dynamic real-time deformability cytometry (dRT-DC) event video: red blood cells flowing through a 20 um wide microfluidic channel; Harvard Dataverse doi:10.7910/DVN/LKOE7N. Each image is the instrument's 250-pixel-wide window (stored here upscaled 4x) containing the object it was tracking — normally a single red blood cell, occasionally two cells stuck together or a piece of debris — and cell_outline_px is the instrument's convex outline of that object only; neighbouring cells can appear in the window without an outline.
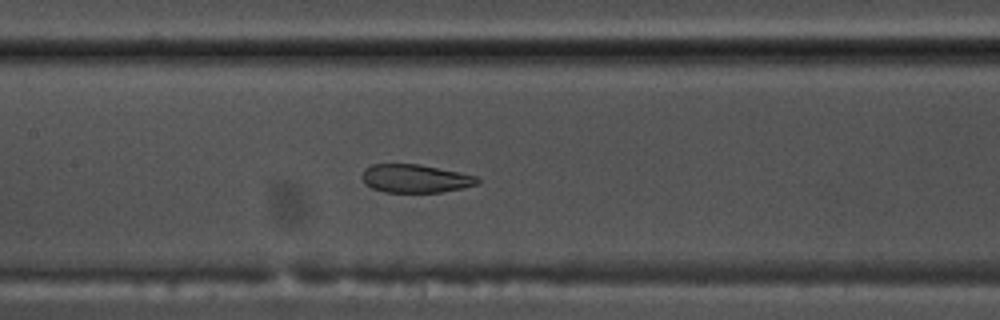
{"species": "common noctule bat (a hibernating species)", "species_latin": "Nyctalus noctula", "temperature_condition": "warm", "stored_images_in_passage": 56, "camera_frame_rate_fps": 3000, "um_per_image_px": 0.085, "animal": {"sex": "male", "body_mass_g": 17.5, "forearm_length_mm": 52.3}, "frame": {"image": 1, "passage_image": 27, "time_ms": 8.667, "image_size_px": [1000, 320], "cell_outline_px": [[480, 184], [464, 188], [440, 192], [384, 192], [372, 188], [364, 184], [360, 176], [364, 168], [372, 164], [420, 164], [460, 172], [476, 176], [480, 180]], "centroid_in_image_um": [35.29, 15.17], "position_along_channel_um": 172.1, "area_um2": 19.31}}
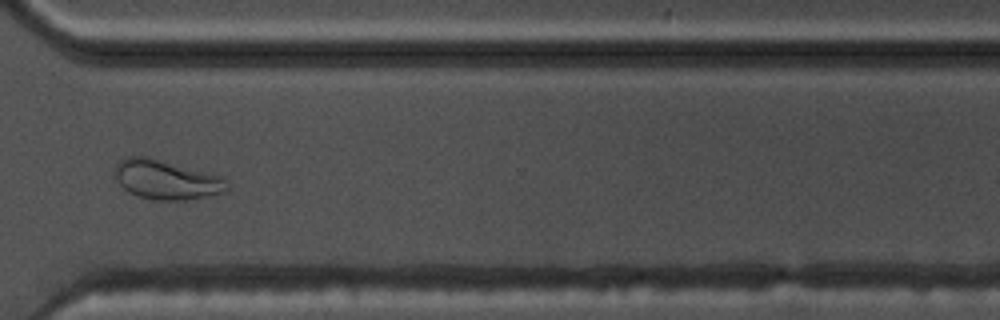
{"frame": {"image": 2, "passage_image": 42, "time_ms": 13.667, "image_size_px": [1000, 320], "cell_outline_px": [[228, 188], [224, 192], [216, 196], [184, 200], [156, 200], [140, 196], [128, 192], [116, 180], [116, 164], [120, 160], [128, 156], [152, 156], [224, 176], [228, 180]], "centroid_in_image_um": [14.22, 15.26], "position_along_channel_um": 356.4, "area_um2": 26.41}}
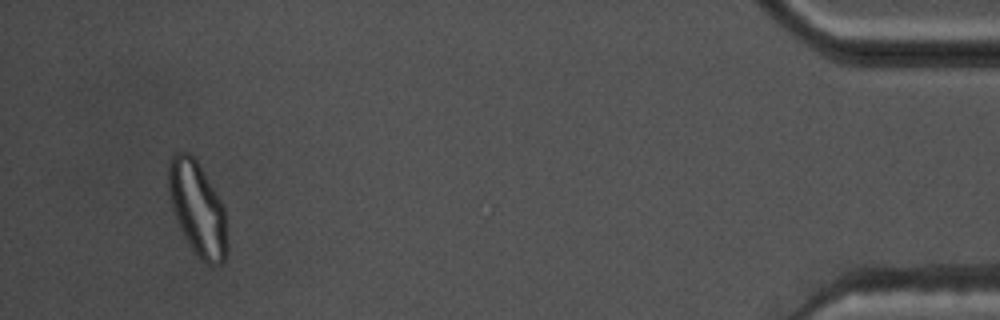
{"frame": {"image": 3, "passage_image": 53, "time_ms": 17.333, "image_size_px": [1000, 320], "cell_outline_px": [[228, 248], [224, 264], [212, 268], [200, 260], [196, 256], [184, 236], [180, 228], [172, 208], [168, 192], [168, 160], [176, 152], [188, 152], [196, 160], [224, 204], [228, 244]], "centroid_in_image_um": [16.81, 17.8], "position_along_channel_um": 418.4, "area_um2": 32.71}, "authors_computed_cell_mechanics": {"area_um2": 25.4898, "velocity_mm_per_s": 3.6842, "shape_relaxation_time_tau1_ms": null, "shape_relaxation_time_tau2_ms": 1.4526, "deformation_change_tau1": null, "deformation_change_tau2": 0.0764}}